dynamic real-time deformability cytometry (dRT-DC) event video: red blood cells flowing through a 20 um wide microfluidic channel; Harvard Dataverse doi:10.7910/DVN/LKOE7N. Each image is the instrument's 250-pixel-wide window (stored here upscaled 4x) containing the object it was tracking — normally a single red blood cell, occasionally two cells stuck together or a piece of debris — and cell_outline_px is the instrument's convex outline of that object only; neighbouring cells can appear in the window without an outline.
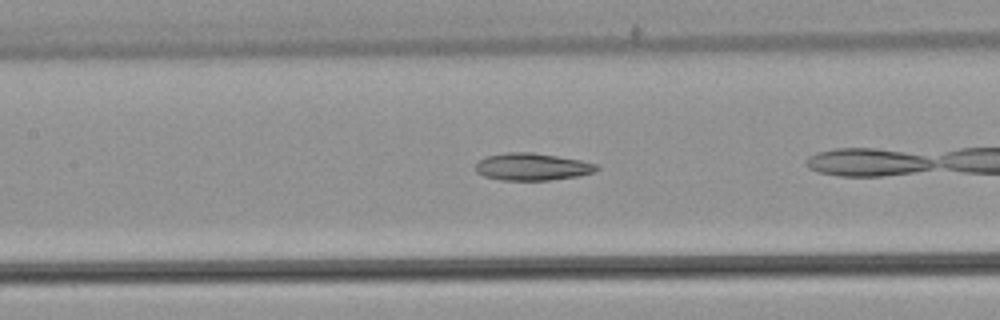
{"species": "common noctule bat (a hibernating species)", "species_latin": "Nyctalus noctula", "temperature_condition": "warm", "stored_images_in_passage": 25, "camera_frame_rate_fps": 3000, "um_per_image_px": 0.085, "animal": {"sex": "male", "body_mass_g": 21.5, "forearm_length_mm": 52.0}, "frame": {"image": 1, "passage_image": 8, "time_ms": 2.333, "image_size_px": [1000, 320], "cell_outline_px": [[600, 168], [592, 172], [576, 176], [548, 180], [500, 180], [484, 176], [476, 172], [476, 164], [484, 156], [508, 152], [532, 152], [580, 160], [596, 164]], "centroid_in_image_um": [45.19, 14.17], "position_along_channel_um": 162.2, "area_um2": 19.07}}
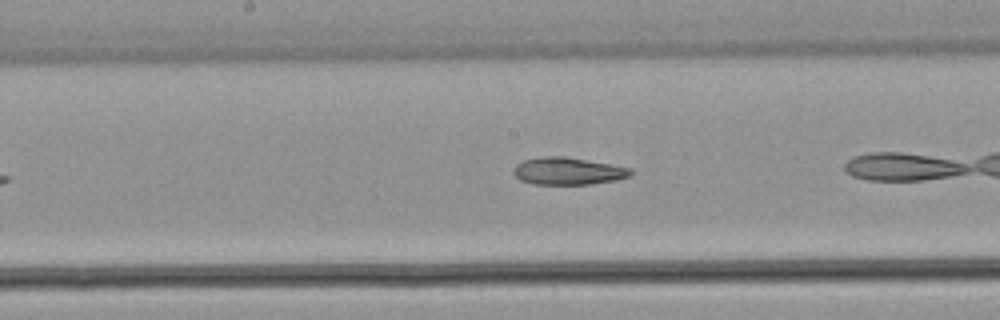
{"frame": {"image": 2, "passage_image": 11, "time_ms": 3.333, "image_size_px": [1000, 320], "cell_outline_px": [[632, 176], [616, 180], [588, 184], [532, 184], [520, 180], [512, 172], [512, 168], [516, 164], [524, 160], [540, 156], [564, 156], [608, 164], [628, 168], [632, 172]], "centroid_in_image_um": [48.21, 14.54], "position_along_channel_um": 200.0, "area_um2": 18.55}}